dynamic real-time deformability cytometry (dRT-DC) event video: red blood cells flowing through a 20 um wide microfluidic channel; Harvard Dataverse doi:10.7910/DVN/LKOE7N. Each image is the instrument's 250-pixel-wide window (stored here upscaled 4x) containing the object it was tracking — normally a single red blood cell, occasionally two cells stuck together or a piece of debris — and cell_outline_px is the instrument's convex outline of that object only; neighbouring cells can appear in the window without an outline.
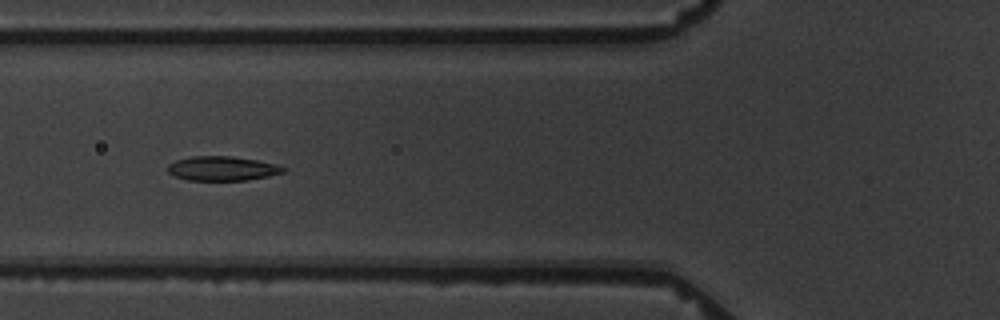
{"species": "common noctule bat (a hibernating species)", "species_latin": "Nyctalus noctula", "temperature_condition": "warm", "stored_images_in_passage": 7, "camera_frame_rate_fps": 3000, "um_per_image_px": 0.085, "animal": {"sex": "male", "body_mass_g": 19.5, "forearm_length_mm": 54.6}, "frame": {"image": 1, "passage_image": 7, "time_ms": 7.0, "image_size_px": [1000, 320], "cell_outline_px": [[288, 168], [284, 172], [268, 176], [248, 180], [188, 180], [172, 176], [168, 172], [168, 164], [176, 160], [192, 156], [232, 156], [256, 160], [276, 164]], "centroid_in_image_um": [18.88, 14.32], "position_along_channel_um": 106.9, "area_um2": 16.47}}